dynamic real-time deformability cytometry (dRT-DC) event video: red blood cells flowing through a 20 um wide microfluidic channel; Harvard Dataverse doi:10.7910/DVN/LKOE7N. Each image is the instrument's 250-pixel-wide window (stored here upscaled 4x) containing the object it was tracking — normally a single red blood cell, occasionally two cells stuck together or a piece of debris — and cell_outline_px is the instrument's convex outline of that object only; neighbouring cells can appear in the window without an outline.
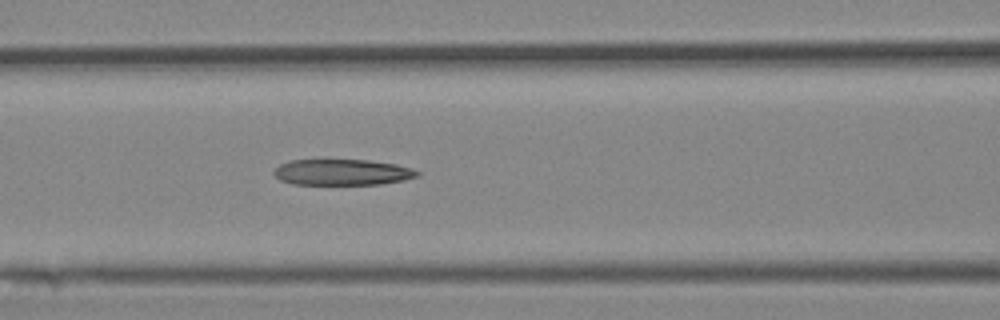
{"species": "Egyptian fruit bat (a non-hibernating species)", "species_latin": "Rousettus aegyptiacus", "temperature_condition": "cold", "stored_images_in_passage": 7, "camera_frame_rate_fps": 3000, "um_per_image_px": 0.085, "animal": {"sex": "female"}, "frame": {"image": 1, "passage_image": 7, "time_ms": 8.0, "image_size_px": [1000, 320], "cell_outline_px": [[420, 176], [404, 180], [380, 184], [292, 184], [280, 180], [272, 172], [280, 164], [292, 160], [324, 156], [368, 160], [396, 164], [412, 168], [420, 172]], "centroid_in_image_um": [29.06, 14.58], "position_along_channel_um": 137.5, "area_um2": 22.77}}